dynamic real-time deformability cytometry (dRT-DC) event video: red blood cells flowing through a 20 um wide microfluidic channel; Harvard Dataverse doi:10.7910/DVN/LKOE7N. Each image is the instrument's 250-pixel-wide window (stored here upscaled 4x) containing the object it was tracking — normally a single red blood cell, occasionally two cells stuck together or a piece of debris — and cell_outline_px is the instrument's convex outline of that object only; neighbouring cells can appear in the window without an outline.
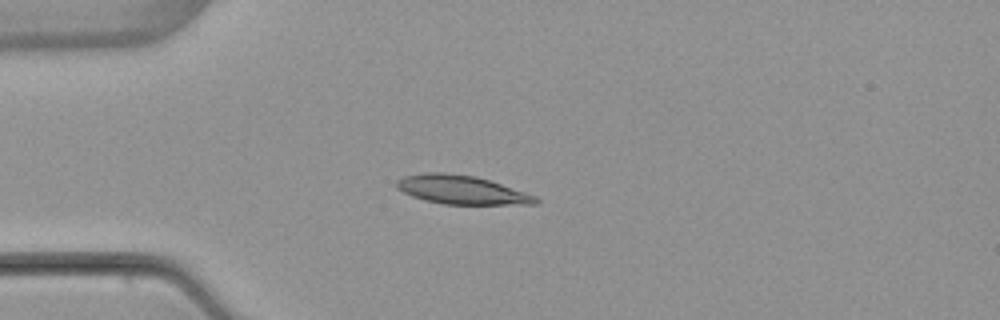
{"species": "common noctule bat (a hibernating species)", "species_latin": "Nyctalus noctula", "temperature_condition": "warm", "stored_images_in_passage": 4, "camera_frame_rate_fps": 3000, "um_per_image_px": 0.085, "animal": {"sex": "female", "body_mass_g": 22.7, "forearm_length_mm": 54.2}, "frame": {"image": 1, "passage_image": 4, "time_ms": 3.333, "image_size_px": [1000, 320], "cell_outline_px": [[540, 204], [444, 204], [424, 200], [412, 196], [396, 188], [396, 180], [404, 176], [424, 172], [444, 172], [476, 176], [536, 196], [540, 200]], "centroid_in_image_um": [39.2, 16.13], "position_along_channel_um": 45.8, "area_um2": 23.18}}